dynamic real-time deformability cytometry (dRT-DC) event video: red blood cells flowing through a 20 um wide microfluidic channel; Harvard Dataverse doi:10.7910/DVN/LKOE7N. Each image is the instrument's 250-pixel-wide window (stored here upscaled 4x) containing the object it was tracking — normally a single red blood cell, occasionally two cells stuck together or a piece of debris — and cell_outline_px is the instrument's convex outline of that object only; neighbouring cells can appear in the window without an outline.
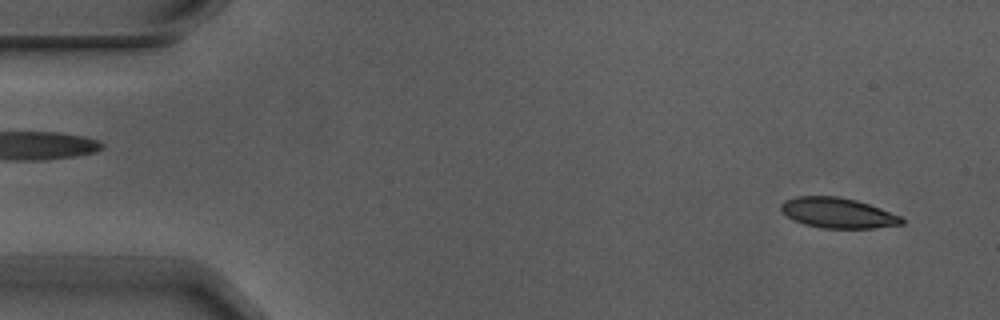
{"species": "Egyptian fruit bat (a non-hibernating species)", "species_latin": "Rousettus aegyptiacus", "temperature_condition": "warm", "stored_images_in_passage": 4, "camera_frame_rate_fps": 3000, "um_per_image_px": 0.085, "animal": {"sex": "male"}, "frame": {"image": 1, "passage_image": 1, "time_ms": 0.0, "image_size_px": [1000, 320], "cell_outline_px": [[904, 224], [872, 228], [820, 228], [804, 224], [792, 220], [780, 208], [780, 204], [784, 200], [796, 196], [836, 196], [856, 200], [904, 216]], "centroid_in_image_um": [71.23, 18.1], "position_along_channel_um": 13.8, "area_um2": 21.44}}
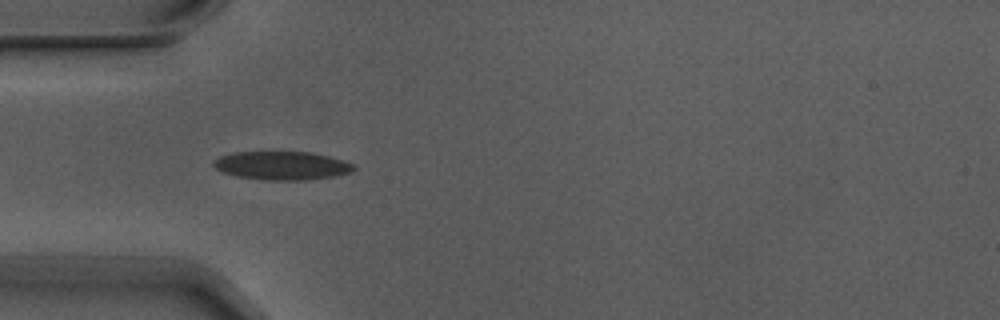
{"frame": {"image": 2, "passage_image": 4, "time_ms": 1.0, "image_size_px": [1000, 320], "cell_outline_px": [[356, 168], [352, 172], [336, 176], [304, 180], [264, 180], [236, 176], [224, 172], [216, 168], [212, 164], [212, 160], [220, 156], [232, 152], [312, 152], [344, 160], [356, 164]], "centroid_in_image_um": [23.99, 14.07], "position_along_channel_um": 61.0, "area_um2": 23.47}}